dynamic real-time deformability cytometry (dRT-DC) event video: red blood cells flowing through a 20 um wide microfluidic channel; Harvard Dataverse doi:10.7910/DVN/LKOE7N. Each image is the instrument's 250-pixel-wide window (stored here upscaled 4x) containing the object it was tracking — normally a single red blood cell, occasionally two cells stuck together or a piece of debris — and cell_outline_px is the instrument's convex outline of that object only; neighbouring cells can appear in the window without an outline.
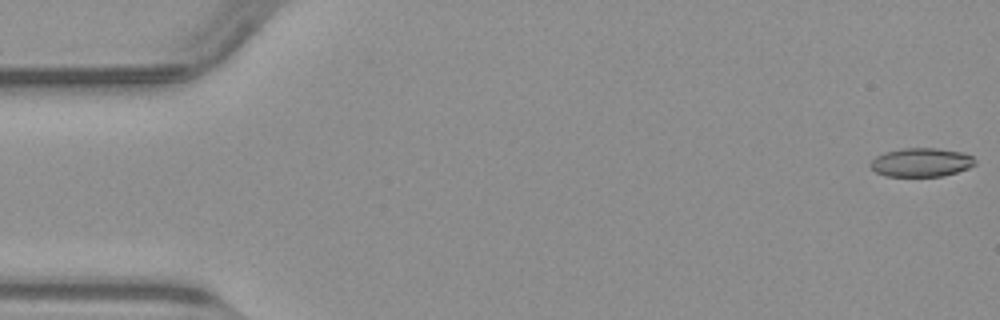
{"species": "common noctule bat (a hibernating species)", "species_latin": "Nyctalus noctula", "temperature_condition": "warm", "stored_images_in_passage": 10, "camera_frame_rate_fps": 3000, "um_per_image_px": 0.085, "animal": {"sex": "male", "body_mass_g": 23.1, "forearm_length_mm": 52.7}, "frame": {"image": 1, "passage_image": 1, "time_ms": 0.0, "image_size_px": [1000, 320], "cell_outline_px": [[976, 164], [968, 168], [956, 172], [940, 176], [888, 176], [876, 172], [868, 164], [876, 156], [884, 152], [900, 148], [936, 148], [960, 152], [972, 156], [976, 160]], "centroid_in_image_um": [78.28, 13.79], "position_along_channel_um": 6.7, "area_um2": 17.46}}